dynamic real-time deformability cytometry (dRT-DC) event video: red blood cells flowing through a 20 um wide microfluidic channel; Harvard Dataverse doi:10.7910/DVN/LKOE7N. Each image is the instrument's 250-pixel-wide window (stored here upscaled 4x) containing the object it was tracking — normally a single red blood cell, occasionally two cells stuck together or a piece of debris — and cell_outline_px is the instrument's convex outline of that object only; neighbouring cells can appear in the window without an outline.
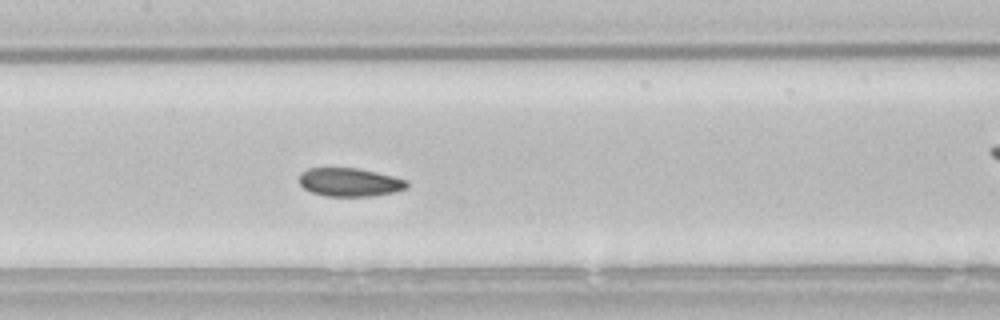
{"species": "common noctule bat (a hibernating species)", "species_latin": "Nyctalus noctula", "temperature_condition": "room temperature", "stored_images_in_passage": 42, "camera_frame_rate_fps": 3000, "um_per_image_px": 0.085, "animal": {"sex": "male", "body_mass_g": 21.5, "forearm_length_mm": 52.0}, "frame": {"image": 1, "passage_image": 13, "time_ms": 4.0, "image_size_px": [1000, 320], "cell_outline_px": [[408, 188], [396, 192], [376, 196], [324, 196], [312, 192], [304, 188], [296, 180], [300, 172], [308, 168], [356, 168], [376, 172], [408, 180]], "centroid_in_image_um": [29.71, 15.49], "position_along_channel_um": 177.7, "area_um2": 18.15}}
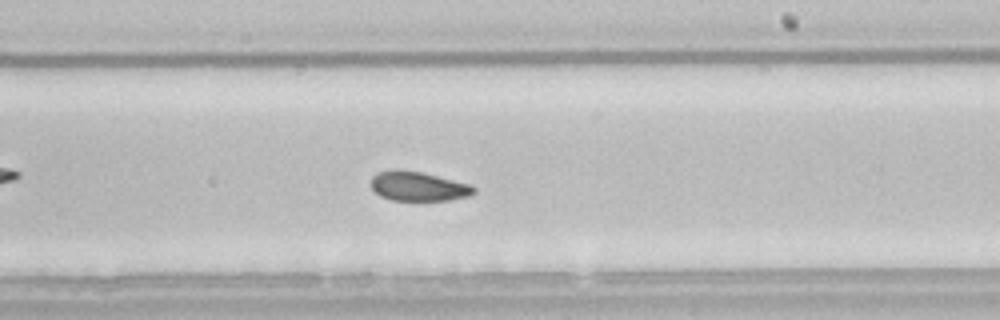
{"frame": {"image": 2, "passage_image": 19, "time_ms": 6.0, "image_size_px": [1000, 320], "cell_outline_px": [[476, 192], [468, 196], [448, 200], [392, 200], [380, 196], [372, 188], [372, 176], [376, 172], [392, 168], [396, 168], [420, 172], [472, 184], [476, 188]], "centroid_in_image_um": [35.54, 15.82], "position_along_channel_um": 253.5, "area_um2": 17.74}}
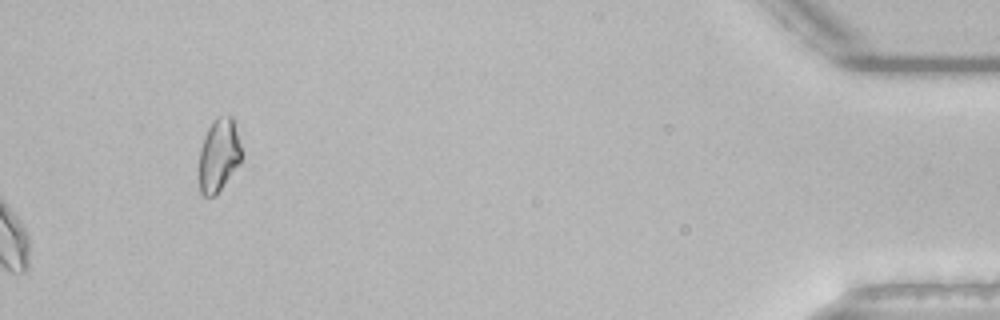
{"frame": {"image": 3, "passage_image": 42, "time_ms": 13.667, "image_size_px": [1000, 320], "cell_outline_px": [[244, 156], [216, 196], [204, 196], [200, 192], [200, 148], [204, 136], [212, 120], [216, 116], [232, 116], [244, 152]], "centroid_in_image_um": [18.63, 13.16], "position_along_channel_um": 416.6, "area_um2": 18.26}, "authors_computed_cell_mechanics": {"area_um2": 18.6694, "velocity_mm_per_s": 3.8037, "shape_relaxation_time_tau1_ms": null, "shape_relaxation_time_tau2_ms": 3.8301, "deformation_change_tau1": null, "deformation_change_tau2": 0.0776}}